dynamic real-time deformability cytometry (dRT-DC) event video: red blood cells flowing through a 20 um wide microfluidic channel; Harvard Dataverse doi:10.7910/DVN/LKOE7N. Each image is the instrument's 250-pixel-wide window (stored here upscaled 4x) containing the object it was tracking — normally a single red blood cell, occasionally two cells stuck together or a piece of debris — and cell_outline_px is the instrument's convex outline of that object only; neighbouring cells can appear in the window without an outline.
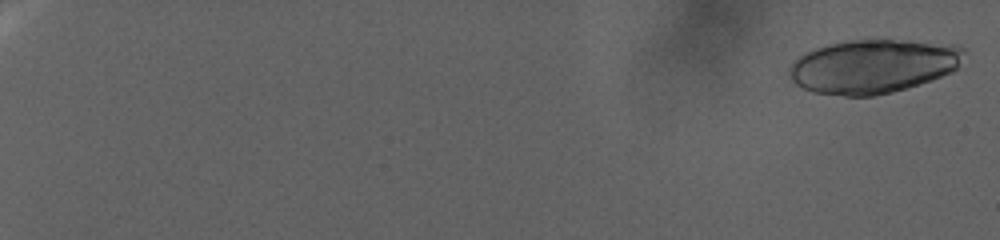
{"species": "human", "species_latin": "Homo sapiens", "temperature_condition": "warm", "stored_images_in_passage": 64, "camera_frame_rate_fps": 3000, "um_per_image_px": 0.085, "donor": {"sex": "female"}, "frame": {"image": 1, "passage_image": 3, "time_ms": 0.667, "image_size_px": [1000, 240], "cell_outline_px": [[964, 52], [956, 68], [952, 72], [932, 80], [892, 92], [872, 96], [844, 96], [812, 92], [796, 84], [792, 80], [788, 72], [788, 68], [800, 56], [816, 48], [828, 44], [848, 40], [908, 40], [956, 44], [964, 48]], "centroid_in_image_um": [74.23, 5.63], "position_along_channel_um": 10.8, "area_um2": 54.79}}
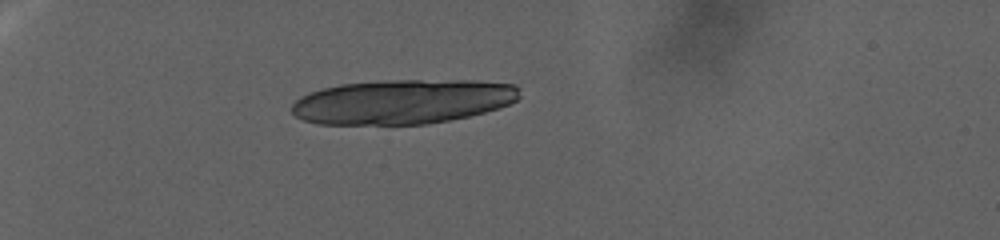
{"frame": {"image": 2, "passage_image": 45, "time_ms": 14.667, "image_size_px": [1000, 240], "cell_outline_px": [[520, 96], [516, 100], [508, 104], [484, 112], [468, 116], [428, 124], [320, 124], [304, 120], [296, 116], [292, 112], [292, 104], [300, 96], [308, 92], [340, 84], [388, 80], [480, 80], [516, 84], [520, 88]], "centroid_in_image_um": [34.24, 8.63], "position_along_channel_um": 50.8, "area_um2": 59.3}}
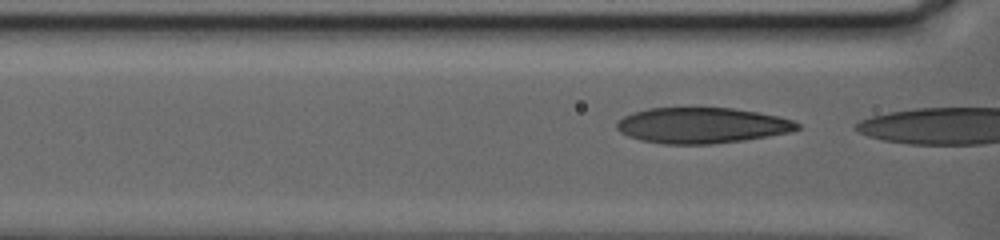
{"frame": {"image": 3, "passage_image": 62, "time_ms": 20.333, "image_size_px": [1000, 240], "cell_outline_px": [[800, 128], [788, 132], [768, 136], [744, 140], [712, 144], [664, 144], [640, 140], [628, 136], [620, 132], [616, 128], [616, 124], [624, 116], [632, 112], [648, 108], [732, 108], [756, 112], [776, 116], [792, 120], [800, 124]], "centroid_in_image_um": [59.62, 10.66], "position_along_channel_um": 107.0, "area_um2": 37.4}}